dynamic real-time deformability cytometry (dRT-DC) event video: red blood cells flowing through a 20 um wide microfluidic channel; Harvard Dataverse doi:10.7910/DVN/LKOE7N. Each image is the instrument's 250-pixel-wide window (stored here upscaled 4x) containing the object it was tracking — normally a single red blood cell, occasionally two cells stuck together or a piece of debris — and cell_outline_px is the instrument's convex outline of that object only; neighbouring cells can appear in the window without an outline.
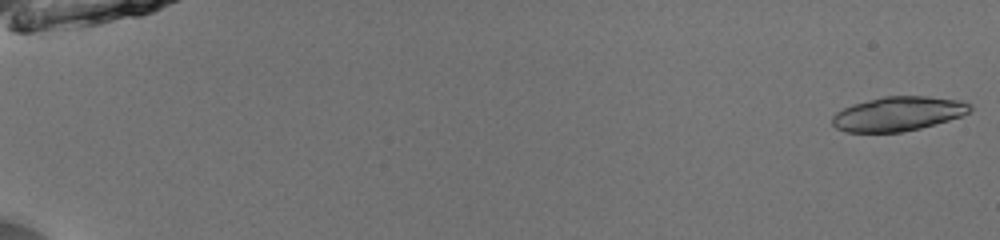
{"species": "common noctule bat (a hibernating species)", "species_latin": "Nyctalus noctula", "temperature_condition": "room temperature", "stored_images_in_passage": 29, "camera_frame_rate_fps": 3000, "um_per_image_px": 0.085, "animal": {"sex": "male", "body_mass_g": 13.0, "forearm_length_mm": 53.1}, "frame": {"image": 1, "passage_image": 1, "time_ms": 0.0, "image_size_px": [1000, 240], "cell_outline_px": [[972, 108], [968, 112], [960, 116], [948, 120], [920, 128], [900, 132], [844, 132], [836, 128], [832, 124], [832, 116], [836, 112], [844, 108], [868, 100], [884, 96], [928, 96], [960, 100], [972, 104]], "centroid_in_image_um": [76.34, 9.67], "position_along_channel_um": 8.7, "area_um2": 27.4}}
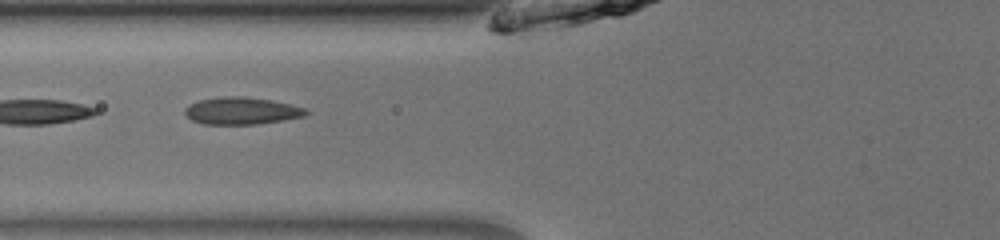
{"frame": {"image": 2, "passage_image": 23, "time_ms": 7.333, "image_size_px": [1000, 240], "cell_outline_px": [[308, 112], [304, 116], [284, 120], [256, 124], [204, 124], [192, 120], [184, 116], [184, 108], [188, 104], [200, 100], [224, 96], [244, 96], [272, 100], [308, 108]], "centroid_in_image_um": [20.52, 9.41], "position_along_channel_um": 105.3, "area_um2": 19.36}}